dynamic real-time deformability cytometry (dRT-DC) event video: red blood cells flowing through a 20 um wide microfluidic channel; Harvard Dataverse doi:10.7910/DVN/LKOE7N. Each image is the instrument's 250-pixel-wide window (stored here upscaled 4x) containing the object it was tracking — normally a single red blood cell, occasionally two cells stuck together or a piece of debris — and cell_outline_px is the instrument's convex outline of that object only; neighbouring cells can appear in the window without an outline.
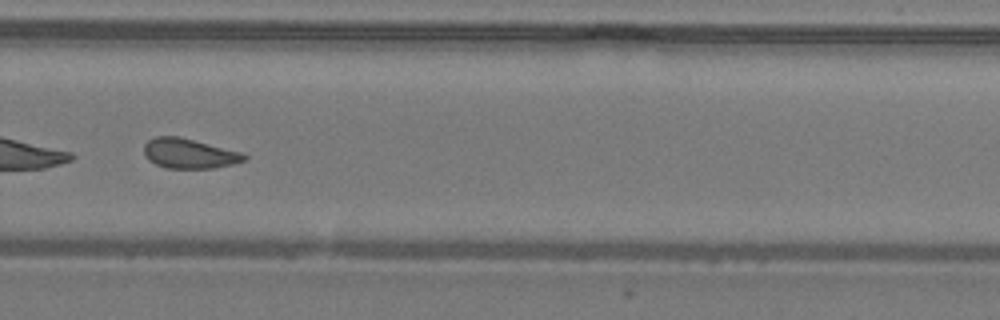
{"species": "common noctule bat (a hibernating species)", "species_latin": "Nyctalus noctula", "temperature_condition": "warm", "stored_images_in_passage": 40, "camera_frame_rate_fps": 3000, "um_per_image_px": 0.085, "animal": {"sex": "male", "body_mass_g": 19.2, "forearm_length_mm": 51.8}, "frame": {"image": 1, "passage_image": 29, "time_ms": 9.333, "image_size_px": [1000, 320], "cell_outline_px": [[248, 160], [232, 164], [212, 168], [168, 168], [156, 164], [148, 160], [144, 152], [144, 144], [148, 140], [156, 136], [180, 136], [244, 152], [248, 156]], "centroid_in_image_um": [16.13, 13.03], "position_along_channel_um": 313.7, "area_um2": 17.69}}